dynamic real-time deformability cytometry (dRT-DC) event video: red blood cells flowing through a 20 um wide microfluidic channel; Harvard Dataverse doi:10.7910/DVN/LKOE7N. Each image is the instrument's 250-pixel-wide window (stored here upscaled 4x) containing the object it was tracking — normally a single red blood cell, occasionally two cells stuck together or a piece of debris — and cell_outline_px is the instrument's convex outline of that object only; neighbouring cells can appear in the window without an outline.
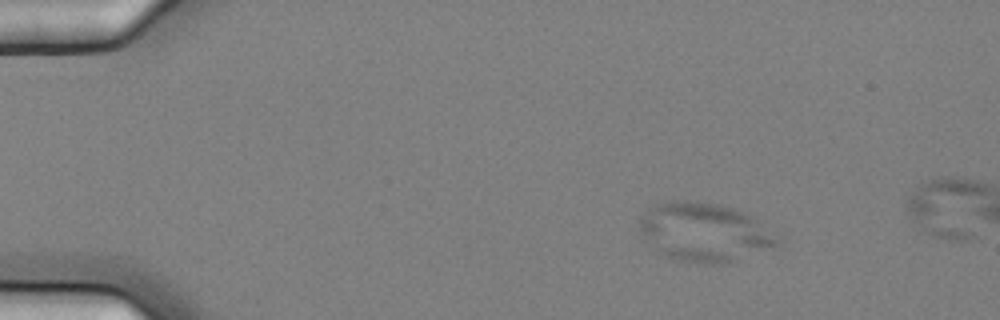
{"species": "common noctule bat (a hibernating species)", "species_latin": "Nyctalus noctula", "temperature_condition": "cold", "stored_images_in_passage": 5, "camera_frame_rate_fps": 3000, "um_per_image_px": 0.085, "animal": {"sex": "female", "body_mass_g": 25.1}, "frame": {"image": 1, "passage_image": 2, "time_ms": 0.333, "image_size_px": [1000, 320], "cell_outline_px": [[784, 236], [780, 244], [776, 248], [720, 264], [704, 264], [680, 260], [668, 256], [660, 252], [640, 236], [640, 220], [644, 212], [648, 208], [656, 204], [672, 200], [696, 200], [720, 204], [744, 212], [752, 216]], "centroid_in_image_um": [59.96, 19.72], "position_along_channel_um": 25.0, "area_um2": 47.92}}